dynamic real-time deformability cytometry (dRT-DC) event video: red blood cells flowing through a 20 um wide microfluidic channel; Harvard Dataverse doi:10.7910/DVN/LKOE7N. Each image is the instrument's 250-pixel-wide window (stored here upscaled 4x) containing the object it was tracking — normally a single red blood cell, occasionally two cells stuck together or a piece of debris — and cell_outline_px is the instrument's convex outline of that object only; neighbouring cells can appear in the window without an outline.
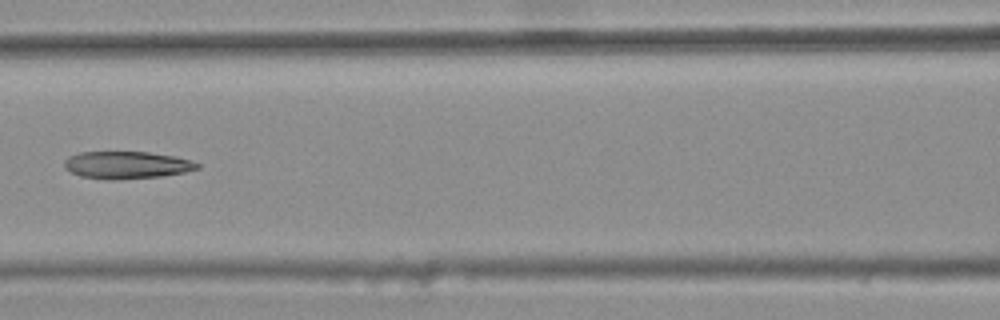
{"species": "common noctule bat (a hibernating species)", "species_latin": "Nyctalus noctula", "temperature_condition": "warm", "stored_images_in_passage": 5, "camera_frame_rate_fps": 3000, "um_per_image_px": 0.085, "animal": {"sex": "female", "body_mass_g": 25.1}, "frame": {"image": 1, "passage_image": 4, "time_ms": 1.0, "image_size_px": [1000, 320], "cell_outline_px": [[200, 168], [184, 172], [160, 176], [116, 180], [108, 180], [80, 176], [64, 168], [64, 160], [68, 156], [80, 152], [148, 152], [176, 156], [192, 160], [200, 164]], "centroid_in_image_um": [10.77, 14.02], "position_along_channel_um": 155.8, "area_um2": 21.33}}
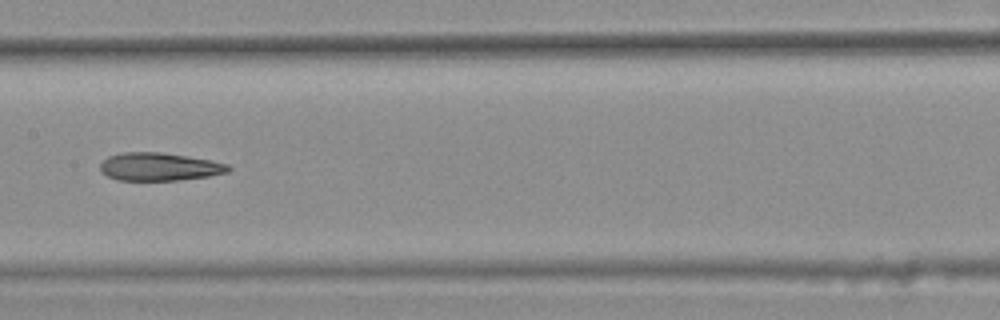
{"frame": {"image": 2, "passage_image": 5, "time_ms": 1.333, "image_size_px": [1000, 320], "cell_outline_px": [[232, 168], [228, 172], [208, 176], [180, 180], [116, 180], [108, 176], [100, 168], [100, 164], [108, 156], [124, 152], [160, 152], [212, 160], [228, 164]], "centroid_in_image_um": [13.57, 14.17], "position_along_channel_um": 193.8, "area_um2": 20.81}}